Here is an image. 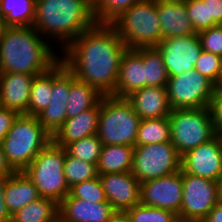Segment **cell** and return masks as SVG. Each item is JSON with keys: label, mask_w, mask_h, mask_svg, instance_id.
Instances as JSON below:
<instances>
[{"label": "cell", "mask_w": 222, "mask_h": 222, "mask_svg": "<svg viewBox=\"0 0 222 222\" xmlns=\"http://www.w3.org/2000/svg\"><path fill=\"white\" fill-rule=\"evenodd\" d=\"M126 49L111 24L96 23L61 51L60 60L77 79L103 96H113Z\"/></svg>", "instance_id": "obj_1"}, {"label": "cell", "mask_w": 222, "mask_h": 222, "mask_svg": "<svg viewBox=\"0 0 222 222\" xmlns=\"http://www.w3.org/2000/svg\"><path fill=\"white\" fill-rule=\"evenodd\" d=\"M52 46L33 26H5L0 35V73L37 76L50 70L60 61L58 48Z\"/></svg>", "instance_id": "obj_2"}, {"label": "cell", "mask_w": 222, "mask_h": 222, "mask_svg": "<svg viewBox=\"0 0 222 222\" xmlns=\"http://www.w3.org/2000/svg\"><path fill=\"white\" fill-rule=\"evenodd\" d=\"M96 23L94 8L86 0H36L33 27L56 47L61 45L60 54Z\"/></svg>", "instance_id": "obj_3"}, {"label": "cell", "mask_w": 222, "mask_h": 222, "mask_svg": "<svg viewBox=\"0 0 222 222\" xmlns=\"http://www.w3.org/2000/svg\"><path fill=\"white\" fill-rule=\"evenodd\" d=\"M52 141V136L33 115L18 114L1 143L11 167L24 171L39 152Z\"/></svg>", "instance_id": "obj_4"}, {"label": "cell", "mask_w": 222, "mask_h": 222, "mask_svg": "<svg viewBox=\"0 0 222 222\" xmlns=\"http://www.w3.org/2000/svg\"><path fill=\"white\" fill-rule=\"evenodd\" d=\"M127 49L156 47L162 40L156 0H141L110 23Z\"/></svg>", "instance_id": "obj_5"}, {"label": "cell", "mask_w": 222, "mask_h": 222, "mask_svg": "<svg viewBox=\"0 0 222 222\" xmlns=\"http://www.w3.org/2000/svg\"><path fill=\"white\" fill-rule=\"evenodd\" d=\"M140 121L126 98L109 95L100 99L97 136L103 145L135 146Z\"/></svg>", "instance_id": "obj_6"}, {"label": "cell", "mask_w": 222, "mask_h": 222, "mask_svg": "<svg viewBox=\"0 0 222 222\" xmlns=\"http://www.w3.org/2000/svg\"><path fill=\"white\" fill-rule=\"evenodd\" d=\"M66 152L64 147L51 141L24 170L40 197L52 199L57 204L70 193L63 171Z\"/></svg>", "instance_id": "obj_7"}, {"label": "cell", "mask_w": 222, "mask_h": 222, "mask_svg": "<svg viewBox=\"0 0 222 222\" xmlns=\"http://www.w3.org/2000/svg\"><path fill=\"white\" fill-rule=\"evenodd\" d=\"M169 121L171 143L181 156L216 135L210 107L172 110Z\"/></svg>", "instance_id": "obj_8"}, {"label": "cell", "mask_w": 222, "mask_h": 222, "mask_svg": "<svg viewBox=\"0 0 222 222\" xmlns=\"http://www.w3.org/2000/svg\"><path fill=\"white\" fill-rule=\"evenodd\" d=\"M181 158L171 141L134 146L131 172L142 183L181 170Z\"/></svg>", "instance_id": "obj_9"}, {"label": "cell", "mask_w": 222, "mask_h": 222, "mask_svg": "<svg viewBox=\"0 0 222 222\" xmlns=\"http://www.w3.org/2000/svg\"><path fill=\"white\" fill-rule=\"evenodd\" d=\"M215 87L195 69L169 76L166 85L169 105L172 110L210 107Z\"/></svg>", "instance_id": "obj_10"}, {"label": "cell", "mask_w": 222, "mask_h": 222, "mask_svg": "<svg viewBox=\"0 0 222 222\" xmlns=\"http://www.w3.org/2000/svg\"><path fill=\"white\" fill-rule=\"evenodd\" d=\"M180 219L202 221L219 202L216 181L182 171Z\"/></svg>", "instance_id": "obj_11"}, {"label": "cell", "mask_w": 222, "mask_h": 222, "mask_svg": "<svg viewBox=\"0 0 222 222\" xmlns=\"http://www.w3.org/2000/svg\"><path fill=\"white\" fill-rule=\"evenodd\" d=\"M182 193V170H179L170 175L142 182L140 204L171 211L180 218Z\"/></svg>", "instance_id": "obj_12"}, {"label": "cell", "mask_w": 222, "mask_h": 222, "mask_svg": "<svg viewBox=\"0 0 222 222\" xmlns=\"http://www.w3.org/2000/svg\"><path fill=\"white\" fill-rule=\"evenodd\" d=\"M156 48L161 53L168 76L195 68L202 47L198 34L163 39Z\"/></svg>", "instance_id": "obj_13"}, {"label": "cell", "mask_w": 222, "mask_h": 222, "mask_svg": "<svg viewBox=\"0 0 222 222\" xmlns=\"http://www.w3.org/2000/svg\"><path fill=\"white\" fill-rule=\"evenodd\" d=\"M52 97L49 105L36 117L52 136L67 119L66 109L70 93V70L60 60L52 67Z\"/></svg>", "instance_id": "obj_14"}, {"label": "cell", "mask_w": 222, "mask_h": 222, "mask_svg": "<svg viewBox=\"0 0 222 222\" xmlns=\"http://www.w3.org/2000/svg\"><path fill=\"white\" fill-rule=\"evenodd\" d=\"M181 170L216 181L222 174V138L215 135L209 141L182 155Z\"/></svg>", "instance_id": "obj_15"}, {"label": "cell", "mask_w": 222, "mask_h": 222, "mask_svg": "<svg viewBox=\"0 0 222 222\" xmlns=\"http://www.w3.org/2000/svg\"><path fill=\"white\" fill-rule=\"evenodd\" d=\"M107 201L116 212H126L140 204L141 183L132 172L99 175Z\"/></svg>", "instance_id": "obj_16"}, {"label": "cell", "mask_w": 222, "mask_h": 222, "mask_svg": "<svg viewBox=\"0 0 222 222\" xmlns=\"http://www.w3.org/2000/svg\"><path fill=\"white\" fill-rule=\"evenodd\" d=\"M116 211L109 202H90L69 194L58 204V215L64 222H107Z\"/></svg>", "instance_id": "obj_17"}, {"label": "cell", "mask_w": 222, "mask_h": 222, "mask_svg": "<svg viewBox=\"0 0 222 222\" xmlns=\"http://www.w3.org/2000/svg\"><path fill=\"white\" fill-rule=\"evenodd\" d=\"M35 75L0 73V107L25 114Z\"/></svg>", "instance_id": "obj_18"}, {"label": "cell", "mask_w": 222, "mask_h": 222, "mask_svg": "<svg viewBox=\"0 0 222 222\" xmlns=\"http://www.w3.org/2000/svg\"><path fill=\"white\" fill-rule=\"evenodd\" d=\"M100 113V101L92 108L81 112L65 122L52 135V142L60 147L97 134Z\"/></svg>", "instance_id": "obj_19"}, {"label": "cell", "mask_w": 222, "mask_h": 222, "mask_svg": "<svg viewBox=\"0 0 222 222\" xmlns=\"http://www.w3.org/2000/svg\"><path fill=\"white\" fill-rule=\"evenodd\" d=\"M126 99L140 119L168 117L172 111L166 87H143L132 92Z\"/></svg>", "instance_id": "obj_20"}, {"label": "cell", "mask_w": 222, "mask_h": 222, "mask_svg": "<svg viewBox=\"0 0 222 222\" xmlns=\"http://www.w3.org/2000/svg\"><path fill=\"white\" fill-rule=\"evenodd\" d=\"M144 87V64L142 48L126 49L120 61L118 81L114 97L126 98Z\"/></svg>", "instance_id": "obj_21"}, {"label": "cell", "mask_w": 222, "mask_h": 222, "mask_svg": "<svg viewBox=\"0 0 222 222\" xmlns=\"http://www.w3.org/2000/svg\"><path fill=\"white\" fill-rule=\"evenodd\" d=\"M156 6L163 39L196 34L185 3L156 0Z\"/></svg>", "instance_id": "obj_22"}, {"label": "cell", "mask_w": 222, "mask_h": 222, "mask_svg": "<svg viewBox=\"0 0 222 222\" xmlns=\"http://www.w3.org/2000/svg\"><path fill=\"white\" fill-rule=\"evenodd\" d=\"M40 198L38 190L24 171L7 177L4 188L5 204L10 215Z\"/></svg>", "instance_id": "obj_23"}, {"label": "cell", "mask_w": 222, "mask_h": 222, "mask_svg": "<svg viewBox=\"0 0 222 222\" xmlns=\"http://www.w3.org/2000/svg\"><path fill=\"white\" fill-rule=\"evenodd\" d=\"M133 151L134 146L103 145L97 164L98 175L131 171Z\"/></svg>", "instance_id": "obj_24"}, {"label": "cell", "mask_w": 222, "mask_h": 222, "mask_svg": "<svg viewBox=\"0 0 222 222\" xmlns=\"http://www.w3.org/2000/svg\"><path fill=\"white\" fill-rule=\"evenodd\" d=\"M102 96L94 87L77 79L70 71V93L66 109L67 118H73L81 112L94 107Z\"/></svg>", "instance_id": "obj_25"}, {"label": "cell", "mask_w": 222, "mask_h": 222, "mask_svg": "<svg viewBox=\"0 0 222 222\" xmlns=\"http://www.w3.org/2000/svg\"><path fill=\"white\" fill-rule=\"evenodd\" d=\"M36 0H0L5 26H33Z\"/></svg>", "instance_id": "obj_26"}, {"label": "cell", "mask_w": 222, "mask_h": 222, "mask_svg": "<svg viewBox=\"0 0 222 222\" xmlns=\"http://www.w3.org/2000/svg\"><path fill=\"white\" fill-rule=\"evenodd\" d=\"M58 215V204L40 197L11 215V222H53Z\"/></svg>", "instance_id": "obj_27"}, {"label": "cell", "mask_w": 222, "mask_h": 222, "mask_svg": "<svg viewBox=\"0 0 222 222\" xmlns=\"http://www.w3.org/2000/svg\"><path fill=\"white\" fill-rule=\"evenodd\" d=\"M171 141L169 116L142 119L139 123L135 146Z\"/></svg>", "instance_id": "obj_28"}, {"label": "cell", "mask_w": 222, "mask_h": 222, "mask_svg": "<svg viewBox=\"0 0 222 222\" xmlns=\"http://www.w3.org/2000/svg\"><path fill=\"white\" fill-rule=\"evenodd\" d=\"M144 87H166L169 76L161 53L156 47L142 48Z\"/></svg>", "instance_id": "obj_29"}, {"label": "cell", "mask_w": 222, "mask_h": 222, "mask_svg": "<svg viewBox=\"0 0 222 222\" xmlns=\"http://www.w3.org/2000/svg\"><path fill=\"white\" fill-rule=\"evenodd\" d=\"M52 68L34 77L31 85L29 105L26 115L37 116L51 102Z\"/></svg>", "instance_id": "obj_30"}, {"label": "cell", "mask_w": 222, "mask_h": 222, "mask_svg": "<svg viewBox=\"0 0 222 222\" xmlns=\"http://www.w3.org/2000/svg\"><path fill=\"white\" fill-rule=\"evenodd\" d=\"M63 171L70 188L80 182L87 181L99 176L97 164L88 163L83 160L74 158L67 152Z\"/></svg>", "instance_id": "obj_31"}, {"label": "cell", "mask_w": 222, "mask_h": 222, "mask_svg": "<svg viewBox=\"0 0 222 222\" xmlns=\"http://www.w3.org/2000/svg\"><path fill=\"white\" fill-rule=\"evenodd\" d=\"M103 143L97 134L69 143L65 149L67 153L88 163L98 164Z\"/></svg>", "instance_id": "obj_32"}, {"label": "cell", "mask_w": 222, "mask_h": 222, "mask_svg": "<svg viewBox=\"0 0 222 222\" xmlns=\"http://www.w3.org/2000/svg\"><path fill=\"white\" fill-rule=\"evenodd\" d=\"M125 213L130 222H175L178 219V216L171 211L142 204L134 205Z\"/></svg>", "instance_id": "obj_33"}, {"label": "cell", "mask_w": 222, "mask_h": 222, "mask_svg": "<svg viewBox=\"0 0 222 222\" xmlns=\"http://www.w3.org/2000/svg\"><path fill=\"white\" fill-rule=\"evenodd\" d=\"M69 195L94 203L108 202L99 176L72 186Z\"/></svg>", "instance_id": "obj_34"}, {"label": "cell", "mask_w": 222, "mask_h": 222, "mask_svg": "<svg viewBox=\"0 0 222 222\" xmlns=\"http://www.w3.org/2000/svg\"><path fill=\"white\" fill-rule=\"evenodd\" d=\"M194 69L215 86H219L222 75V57L202 50Z\"/></svg>", "instance_id": "obj_35"}, {"label": "cell", "mask_w": 222, "mask_h": 222, "mask_svg": "<svg viewBox=\"0 0 222 222\" xmlns=\"http://www.w3.org/2000/svg\"><path fill=\"white\" fill-rule=\"evenodd\" d=\"M185 6L187 15L196 33L217 26L212 19H209L208 1L189 0L185 3Z\"/></svg>", "instance_id": "obj_36"}, {"label": "cell", "mask_w": 222, "mask_h": 222, "mask_svg": "<svg viewBox=\"0 0 222 222\" xmlns=\"http://www.w3.org/2000/svg\"><path fill=\"white\" fill-rule=\"evenodd\" d=\"M141 0H103L95 9L97 23H111L122 12Z\"/></svg>", "instance_id": "obj_37"}, {"label": "cell", "mask_w": 222, "mask_h": 222, "mask_svg": "<svg viewBox=\"0 0 222 222\" xmlns=\"http://www.w3.org/2000/svg\"><path fill=\"white\" fill-rule=\"evenodd\" d=\"M202 50L222 57V27L217 25L197 33Z\"/></svg>", "instance_id": "obj_38"}, {"label": "cell", "mask_w": 222, "mask_h": 222, "mask_svg": "<svg viewBox=\"0 0 222 222\" xmlns=\"http://www.w3.org/2000/svg\"><path fill=\"white\" fill-rule=\"evenodd\" d=\"M210 110L212 113L215 134L222 138V87L220 86L215 87Z\"/></svg>", "instance_id": "obj_39"}, {"label": "cell", "mask_w": 222, "mask_h": 222, "mask_svg": "<svg viewBox=\"0 0 222 222\" xmlns=\"http://www.w3.org/2000/svg\"><path fill=\"white\" fill-rule=\"evenodd\" d=\"M17 115L15 111L0 107V145Z\"/></svg>", "instance_id": "obj_40"}, {"label": "cell", "mask_w": 222, "mask_h": 222, "mask_svg": "<svg viewBox=\"0 0 222 222\" xmlns=\"http://www.w3.org/2000/svg\"><path fill=\"white\" fill-rule=\"evenodd\" d=\"M208 1L209 19L217 25L222 23V0H203Z\"/></svg>", "instance_id": "obj_41"}, {"label": "cell", "mask_w": 222, "mask_h": 222, "mask_svg": "<svg viewBox=\"0 0 222 222\" xmlns=\"http://www.w3.org/2000/svg\"><path fill=\"white\" fill-rule=\"evenodd\" d=\"M7 177L0 176V222H11V215L5 204L4 188Z\"/></svg>", "instance_id": "obj_42"}, {"label": "cell", "mask_w": 222, "mask_h": 222, "mask_svg": "<svg viewBox=\"0 0 222 222\" xmlns=\"http://www.w3.org/2000/svg\"><path fill=\"white\" fill-rule=\"evenodd\" d=\"M202 222H222V202L219 201L202 220Z\"/></svg>", "instance_id": "obj_43"}, {"label": "cell", "mask_w": 222, "mask_h": 222, "mask_svg": "<svg viewBox=\"0 0 222 222\" xmlns=\"http://www.w3.org/2000/svg\"><path fill=\"white\" fill-rule=\"evenodd\" d=\"M16 171L11 167L5 154L3 153L2 146L0 145V176L9 177Z\"/></svg>", "instance_id": "obj_44"}, {"label": "cell", "mask_w": 222, "mask_h": 222, "mask_svg": "<svg viewBox=\"0 0 222 222\" xmlns=\"http://www.w3.org/2000/svg\"><path fill=\"white\" fill-rule=\"evenodd\" d=\"M107 222H130V220L125 212H115Z\"/></svg>", "instance_id": "obj_45"}, {"label": "cell", "mask_w": 222, "mask_h": 222, "mask_svg": "<svg viewBox=\"0 0 222 222\" xmlns=\"http://www.w3.org/2000/svg\"><path fill=\"white\" fill-rule=\"evenodd\" d=\"M218 200L222 202V174L216 179Z\"/></svg>", "instance_id": "obj_46"}, {"label": "cell", "mask_w": 222, "mask_h": 222, "mask_svg": "<svg viewBox=\"0 0 222 222\" xmlns=\"http://www.w3.org/2000/svg\"><path fill=\"white\" fill-rule=\"evenodd\" d=\"M94 9L103 1V0H86Z\"/></svg>", "instance_id": "obj_47"}, {"label": "cell", "mask_w": 222, "mask_h": 222, "mask_svg": "<svg viewBox=\"0 0 222 222\" xmlns=\"http://www.w3.org/2000/svg\"><path fill=\"white\" fill-rule=\"evenodd\" d=\"M175 222H202V221H197V220H184V219L178 218Z\"/></svg>", "instance_id": "obj_48"}, {"label": "cell", "mask_w": 222, "mask_h": 222, "mask_svg": "<svg viewBox=\"0 0 222 222\" xmlns=\"http://www.w3.org/2000/svg\"><path fill=\"white\" fill-rule=\"evenodd\" d=\"M166 1H170V2H179V3H186L189 0H166Z\"/></svg>", "instance_id": "obj_49"}, {"label": "cell", "mask_w": 222, "mask_h": 222, "mask_svg": "<svg viewBox=\"0 0 222 222\" xmlns=\"http://www.w3.org/2000/svg\"><path fill=\"white\" fill-rule=\"evenodd\" d=\"M53 222H64L60 217H57Z\"/></svg>", "instance_id": "obj_50"}, {"label": "cell", "mask_w": 222, "mask_h": 222, "mask_svg": "<svg viewBox=\"0 0 222 222\" xmlns=\"http://www.w3.org/2000/svg\"><path fill=\"white\" fill-rule=\"evenodd\" d=\"M0 25H4V21H3V17L1 16V13H0Z\"/></svg>", "instance_id": "obj_51"}, {"label": "cell", "mask_w": 222, "mask_h": 222, "mask_svg": "<svg viewBox=\"0 0 222 222\" xmlns=\"http://www.w3.org/2000/svg\"><path fill=\"white\" fill-rule=\"evenodd\" d=\"M5 27V25H0V35H1V32H2V29Z\"/></svg>", "instance_id": "obj_52"}, {"label": "cell", "mask_w": 222, "mask_h": 222, "mask_svg": "<svg viewBox=\"0 0 222 222\" xmlns=\"http://www.w3.org/2000/svg\"><path fill=\"white\" fill-rule=\"evenodd\" d=\"M219 86L222 87V75H221V80H220Z\"/></svg>", "instance_id": "obj_53"}]
</instances>
